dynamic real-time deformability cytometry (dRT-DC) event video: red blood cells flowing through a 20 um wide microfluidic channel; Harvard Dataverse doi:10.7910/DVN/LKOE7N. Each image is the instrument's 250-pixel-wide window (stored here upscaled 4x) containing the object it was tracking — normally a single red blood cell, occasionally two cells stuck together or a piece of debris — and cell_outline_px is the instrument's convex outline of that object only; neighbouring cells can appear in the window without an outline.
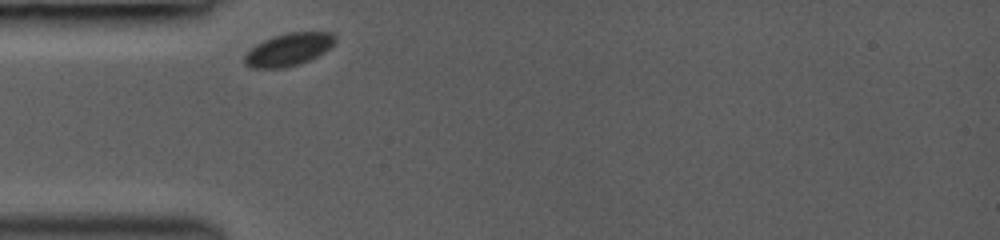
{"species": "common noctule bat (a hibernating species)", "species_latin": "Nyctalus noctula", "temperature_condition": "room temperature", "stored_images_in_passage": 8, "camera_frame_rate_fps": 3000, "um_per_image_px": 0.085, "animal": {"sex": "female", "body_mass_g": 19.0, "forearm_length_mm": 53.3}, "frame": {"image": 1, "passage_image": 1, "time_ms": 0.0, "image_size_px": [1000, 240], "cell_outline_px": [[336, 40], [324, 52], [300, 64], [284, 68], [252, 68], [244, 64], [244, 56], [256, 44], [264, 40], [288, 32], [332, 32], [336, 36]], "centroid_in_image_um": [24.53, 4.21], "position_along_channel_um": 60.5, "area_um2": 17.05}}
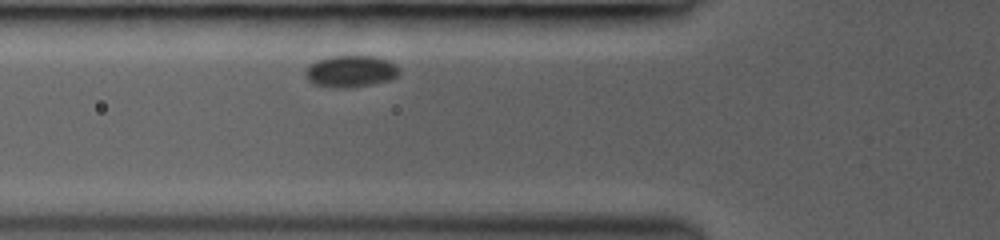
{"frame": {"image": 2, "passage_image": 5, "time_ms": 1.0, "image_size_px": [1000, 240], "cell_outline_px": [[400, 72], [396, 76], [388, 80], [372, 84], [348, 88], [332, 88], [312, 84], [304, 76], [304, 72], [316, 60], [332, 56], [376, 56], [388, 60], [396, 64], [400, 68]], "centroid_in_image_um": [29.8, 6.07], "position_along_channel_um": 96.0, "area_um2": 17.51}}